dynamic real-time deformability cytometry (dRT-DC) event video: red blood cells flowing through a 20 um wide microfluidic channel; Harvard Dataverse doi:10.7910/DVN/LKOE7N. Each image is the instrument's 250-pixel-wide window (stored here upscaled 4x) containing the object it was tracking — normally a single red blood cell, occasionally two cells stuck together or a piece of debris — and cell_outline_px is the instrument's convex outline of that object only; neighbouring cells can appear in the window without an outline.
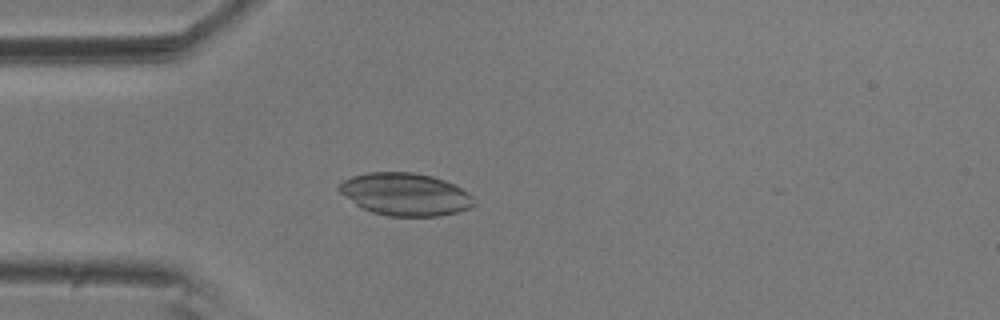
{"species": "common noctule bat (a hibernating species)", "species_latin": "Nyctalus noctula", "temperature_condition": "room temperature", "stored_images_in_passage": 51, "camera_frame_rate_fps": 3000, "um_per_image_px": 0.085, "animal": {"sex": "male", "body_mass_g": 20.5, "forearm_length_mm": 52.5}, "frame": {"image": 1, "passage_image": 15, "time_ms": 4.667, "image_size_px": [1000, 320], "cell_outline_px": [[476, 204], [468, 208], [456, 212], [440, 216], [388, 216], [372, 212], [356, 204], [340, 192], [336, 188], [344, 180], [352, 176], [368, 172], [412, 172], [432, 176], [456, 184], [468, 192], [476, 200]], "centroid_in_image_um": [34.48, 16.51], "position_along_channel_um": 50.5, "area_um2": 33.47}}
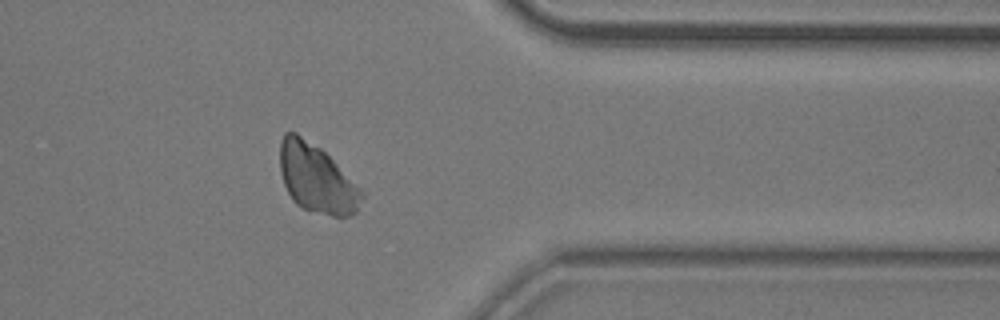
{"frame": {"image": 2, "passage_image": 45, "time_ms": 14.667, "image_size_px": [1000, 320], "cell_outline_px": [[364, 196], [356, 212], [348, 216], [332, 216], [304, 208], [296, 204], [292, 200], [284, 184], [280, 172], [280, 140], [284, 132], [296, 132], [320, 148], [364, 192]], "centroid_in_image_um": [26.89, 15.17], "position_along_channel_um": 384.5, "area_um2": 32.31}}